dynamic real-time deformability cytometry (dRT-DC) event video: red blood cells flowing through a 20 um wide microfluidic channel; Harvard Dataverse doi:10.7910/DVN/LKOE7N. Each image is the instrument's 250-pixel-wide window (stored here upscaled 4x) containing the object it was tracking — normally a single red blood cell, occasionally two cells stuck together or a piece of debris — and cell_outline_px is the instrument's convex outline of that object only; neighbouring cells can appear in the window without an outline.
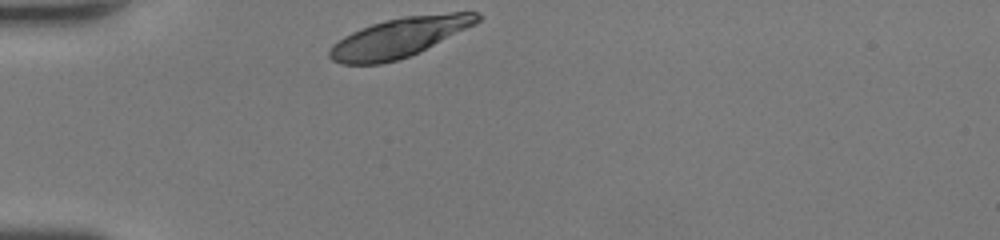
{"species": "human", "species_latin": "Homo sapiens", "temperature_condition": "room temperature", "stored_images_in_passage": 27, "camera_frame_rate_fps": 3000, "um_per_image_px": 0.085, "donor": {"sex": "female"}, "frame": {"image": 1, "passage_image": 1, "time_ms": 0.0, "image_size_px": [1000, 240], "cell_outline_px": [[480, 20], [476, 24], [420, 52], [396, 60], [380, 64], [340, 64], [332, 60], [328, 56], [328, 52], [332, 44], [344, 36], [352, 32], [372, 24], [404, 16], [452, 12], [476, 12], [480, 16]], "centroid_in_image_um": [33.93, 3.19], "position_along_channel_um": 51.1, "area_um2": 33.81}}
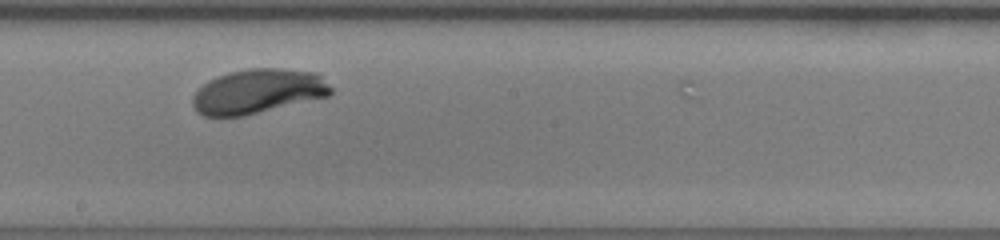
{"frame": {"image": 2, "passage_image": 15, "time_ms": 4.667, "image_size_px": [1000, 240], "cell_outline_px": [[332, 92], [328, 96], [244, 116], [204, 116], [196, 112], [192, 104], [192, 96], [208, 80], [216, 76], [228, 72], [248, 68], [280, 68], [316, 72], [332, 88]], "centroid_in_image_um": [21.9, 7.76], "position_along_channel_um": 226.3, "area_um2": 35.89}}
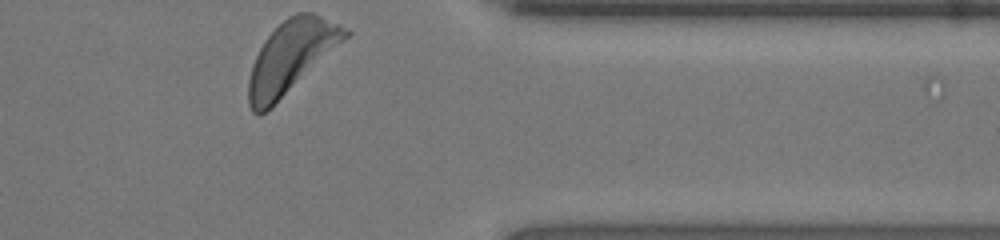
{"frame": {"image": 3, "passage_image": 27, "time_ms": 8.667, "image_size_px": [1000, 240], "cell_outline_px": [[352, 32], [348, 36], [260, 116], [256, 116], [252, 112], [248, 104], [248, 80], [252, 64], [264, 40], [288, 16], [296, 12], [312, 12], [340, 24], [348, 28]], "centroid_in_image_um": [24.71, 4.8], "position_along_channel_um": 386.7, "area_um2": 39.42}, "authors_computed_cell_mechanics": {"area_um2": 35.9516, "velocity_mm_per_s": 4.2526, "shape_relaxation_time_tau1_ms": 2.6653, "shape_relaxation_time_tau2_ms": null, "deformation_change_tau1": 0.1695, "deformation_change_tau2": null}}